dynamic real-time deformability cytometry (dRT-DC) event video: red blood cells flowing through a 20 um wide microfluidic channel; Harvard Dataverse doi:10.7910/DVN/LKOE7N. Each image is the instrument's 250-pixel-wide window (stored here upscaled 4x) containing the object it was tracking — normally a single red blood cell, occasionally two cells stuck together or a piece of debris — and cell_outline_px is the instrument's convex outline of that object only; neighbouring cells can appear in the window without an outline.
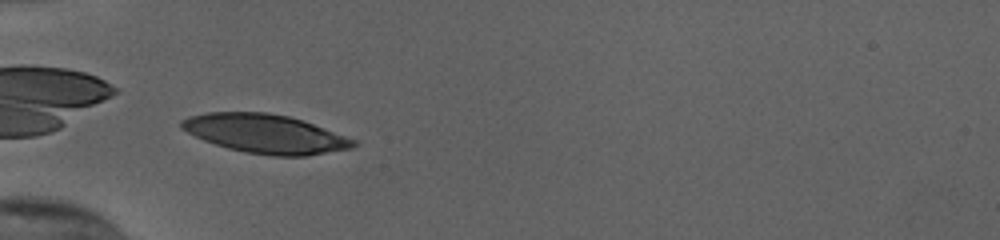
{"species": "human", "species_latin": "Homo sapiens", "temperature_condition": "cold", "stored_images_in_passage": 37, "camera_frame_rate_fps": 3000, "um_per_image_px": 0.085, "donor": {"sex": "female"}, "frame": {"image": 1, "passage_image": 1, "time_ms": 0.0, "image_size_px": [1000, 240], "cell_outline_px": [[360, 144], [352, 148], [308, 156], [272, 156], [244, 152], [228, 148], [204, 140], [180, 128], [180, 120], [188, 116], [208, 112], [268, 112], [288, 116], [360, 140]], "centroid_in_image_um": [22.59, 11.37], "position_along_channel_um": 62.4, "area_um2": 39.13}}
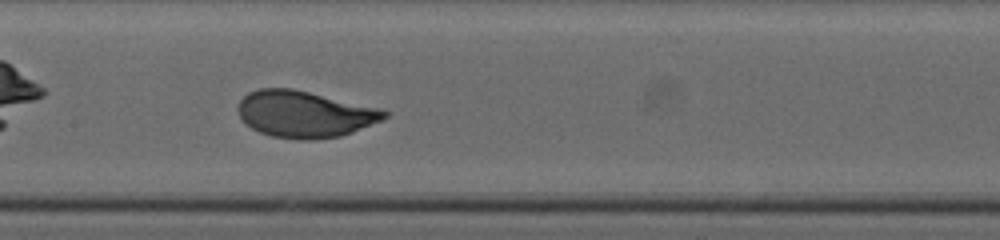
{"frame": {"image": 2, "passage_image": 11, "time_ms": 3.333, "image_size_px": [1000, 240], "cell_outline_px": [[388, 116], [380, 120], [352, 132], [340, 136], [312, 140], [300, 140], [272, 136], [260, 132], [252, 128], [240, 116], [236, 108], [240, 100], [248, 92], [260, 88], [292, 88], [380, 108], [388, 112]], "centroid_in_image_um": [25.87, 9.69], "position_along_channel_um": 181.5, "area_um2": 39.48}}
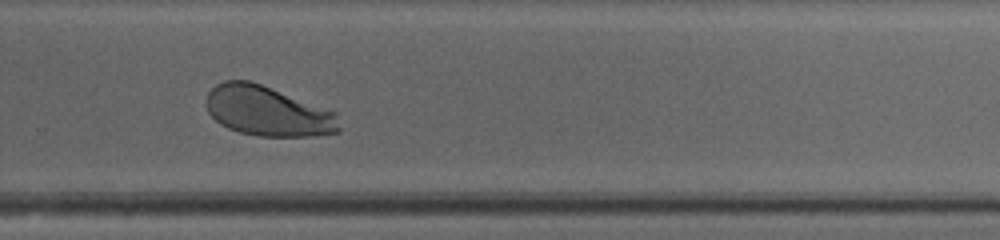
{"frame": {"image": 3, "passage_image": 21, "time_ms": 6.667, "image_size_px": [1000, 240], "cell_outline_px": [[340, 132], [312, 136], [256, 136], [240, 132], [228, 128], [220, 124], [208, 112], [208, 92], [216, 84], [224, 80], [248, 80], [260, 84], [336, 112], [340, 128]], "centroid_in_image_um": [22.75, 9.46], "position_along_channel_um": 307.0, "area_um2": 38.32}, "authors_computed_cell_mechanics": {"area_um2": 39.8242, "velocity_mm_per_s": 3.7863, "shape_relaxation_time_tau1_ms": 1.9474, "shape_relaxation_time_tau2_ms": null, "deformation_change_tau1": 0.1429, "deformation_change_tau2": null}}